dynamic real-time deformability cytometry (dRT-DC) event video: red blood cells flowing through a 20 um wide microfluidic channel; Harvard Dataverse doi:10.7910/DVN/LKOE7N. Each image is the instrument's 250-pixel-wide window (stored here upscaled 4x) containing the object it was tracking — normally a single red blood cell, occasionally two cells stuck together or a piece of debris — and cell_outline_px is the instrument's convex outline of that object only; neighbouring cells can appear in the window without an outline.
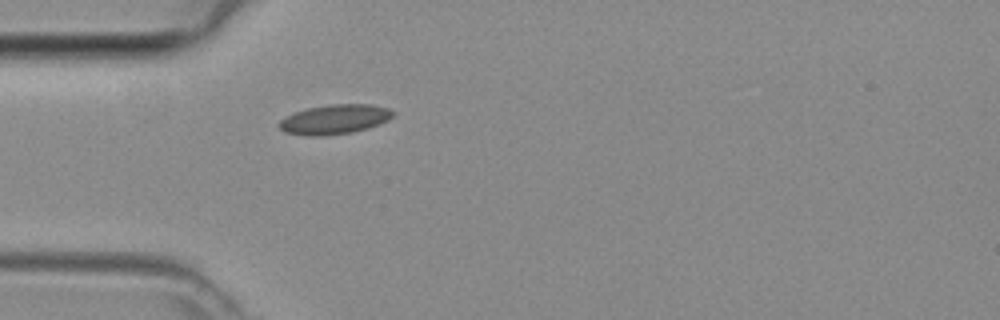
{"species": "common noctule bat (a hibernating species)", "species_latin": "Nyctalus noctula", "temperature_condition": "room temperature", "stored_images_in_passage": 31, "camera_frame_rate_fps": 3000, "um_per_image_px": 0.085, "animal": {"sex": "female", "body_mass_g": 29.2, "forearm_length_mm": 56.3}, "frame": {"image": 1, "passage_image": 1, "time_ms": 0.0, "image_size_px": [1000, 320], "cell_outline_px": [[396, 112], [388, 120], [380, 124], [368, 128], [352, 132], [324, 136], [304, 136], [284, 132], [276, 124], [284, 116], [308, 108], [328, 104], [372, 104], [388, 108]], "centroid_in_image_um": [28.42, 10.15], "position_along_channel_um": 56.6, "area_um2": 19.88}}
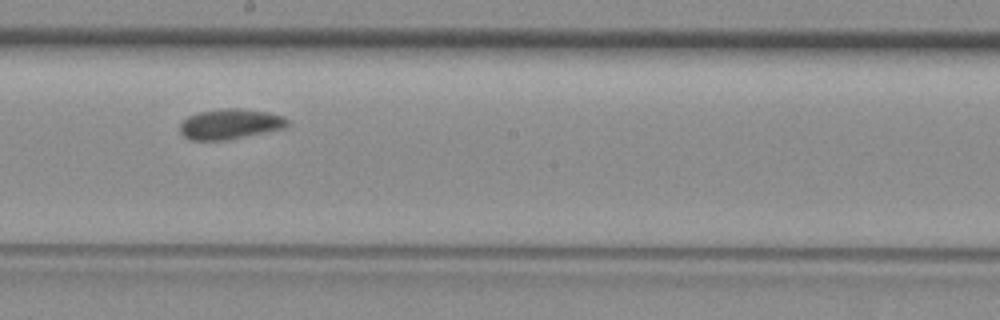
{"frame": {"image": 2, "passage_image": 13, "time_ms": 4.0, "image_size_px": [1000, 320], "cell_outline_px": [[288, 128], [224, 140], [192, 140], [184, 136], [180, 132], [180, 124], [188, 116], [200, 112], [224, 108], [236, 108], [268, 112], [284, 116], [288, 120]], "centroid_in_image_um": [19.59, 10.54], "position_along_channel_um": 228.6, "area_um2": 18.9}}
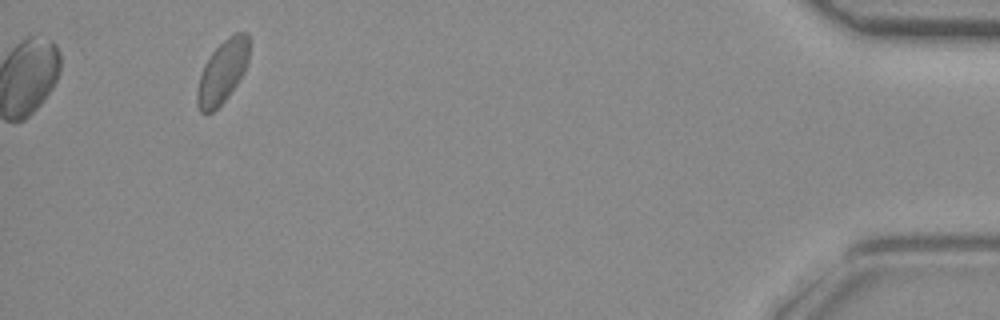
{"frame": {"image": 3, "passage_image": 31, "time_ms": 10.0, "image_size_px": [1000, 320], "cell_outline_px": [[248, 64], [244, 72], [228, 96], [212, 112], [200, 112], [196, 104], [196, 92], [200, 76], [204, 64], [212, 52], [228, 36], [236, 32], [248, 32]], "centroid_in_image_um": [18.9, 6.09], "position_along_channel_um": 416.3, "area_um2": 18.9}}